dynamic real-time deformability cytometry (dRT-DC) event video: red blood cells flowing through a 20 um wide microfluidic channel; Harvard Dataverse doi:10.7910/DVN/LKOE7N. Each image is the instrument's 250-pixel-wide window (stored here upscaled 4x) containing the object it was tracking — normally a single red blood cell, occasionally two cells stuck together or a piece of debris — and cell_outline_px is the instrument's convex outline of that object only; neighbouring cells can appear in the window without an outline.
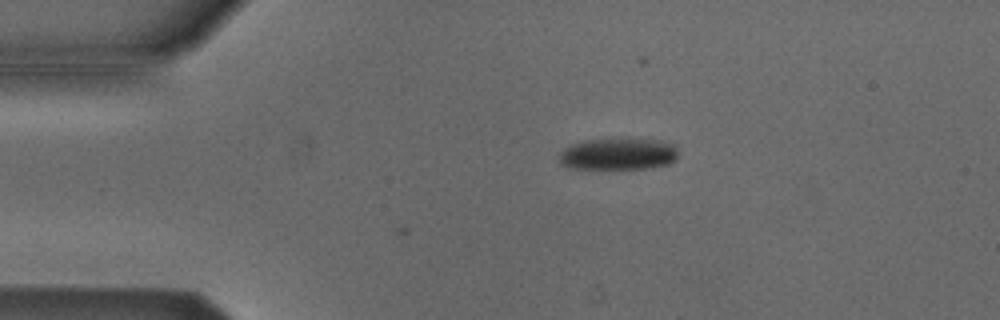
{"species": "Egyptian fruit bat (a non-hibernating species)", "species_latin": "Rousettus aegyptiacus", "temperature_condition": "cold", "stored_images_in_passage": 25, "camera_frame_rate_fps": 3000, "um_per_image_px": 0.085, "animal": {"sex": "male"}, "frame": {"image": 1, "passage_image": 1, "time_ms": 0.0, "image_size_px": [1000, 320], "cell_outline_px": [[676, 160], [668, 164], [648, 168], [568, 168], [560, 164], [560, 152], [564, 148], [572, 144], [584, 140], [620, 136], [660, 140], [676, 144]], "centroid_in_image_um": [52.56, 13.04], "position_along_channel_um": 32.4, "area_um2": 22.77}}
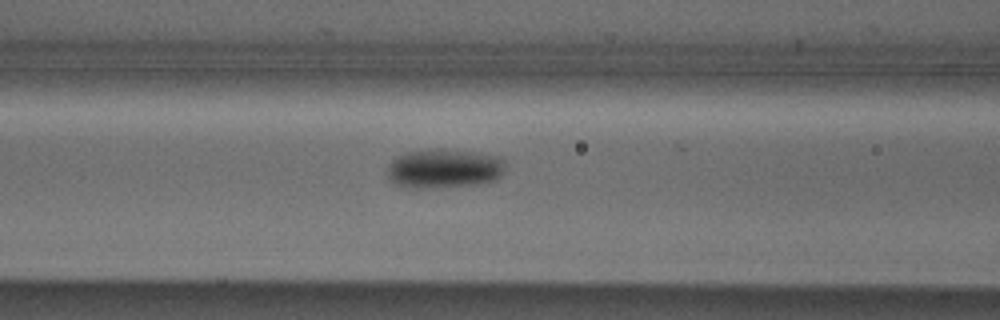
{"frame": {"image": 2, "passage_image": 12, "time_ms": 3.667, "image_size_px": [1000, 320], "cell_outline_px": [[504, 172], [496, 180], [476, 184], [416, 188], [408, 188], [396, 184], [388, 176], [388, 164], [396, 156], [404, 152], [432, 148], [440, 148], [480, 152], [500, 156], [504, 160]], "centroid_in_image_um": [37.76, 14.29], "position_along_channel_um": 128.8, "area_um2": 27.28}}
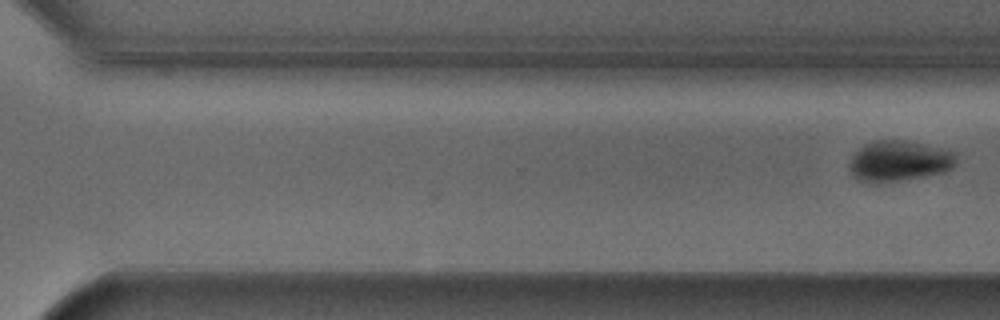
{"frame": {"image": 3, "passage_image": 25, "time_ms": 8.0, "image_size_px": [1000, 320], "cell_outline_px": [[956, 164], [952, 168], [944, 172], [924, 176], [876, 184], [860, 180], [852, 176], [848, 168], [848, 164], [852, 156], [864, 144], [876, 140], [900, 140], [940, 148], [956, 152]], "centroid_in_image_um": [76.39, 13.7], "position_along_channel_um": 294.2, "area_um2": 25.32}}